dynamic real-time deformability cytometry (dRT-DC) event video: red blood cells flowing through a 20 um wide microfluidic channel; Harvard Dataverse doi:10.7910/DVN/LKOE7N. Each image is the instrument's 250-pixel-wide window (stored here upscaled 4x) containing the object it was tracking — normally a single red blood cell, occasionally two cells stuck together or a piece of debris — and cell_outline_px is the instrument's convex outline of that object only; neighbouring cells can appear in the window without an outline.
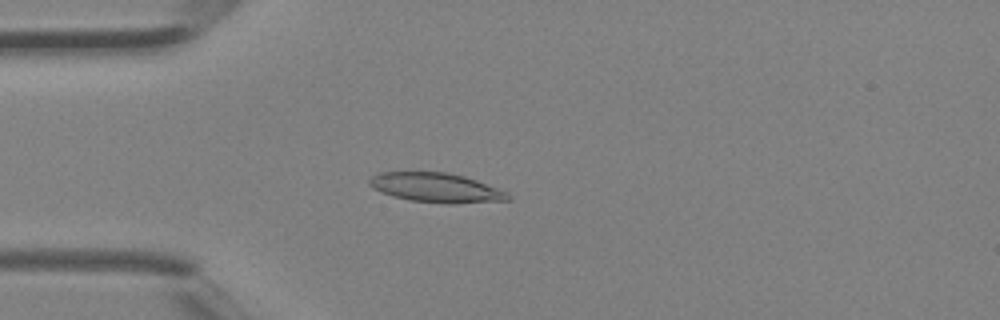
{"species": "Egyptian fruit bat (a non-hibernating species)", "species_latin": "Rousettus aegyptiacus", "temperature_condition": "room temperature", "stored_images_in_passage": 4, "camera_frame_rate_fps": 3000, "um_per_image_px": 0.085, "animal": {"sex": "female"}, "frame": {"image": 1, "passage_image": 4, "time_ms": 1.0, "image_size_px": [1000, 320], "cell_outline_px": [[512, 200], [452, 204], [448, 204], [412, 200], [392, 196], [380, 192], [372, 188], [368, 184], [368, 180], [372, 176], [380, 172], [448, 172], [464, 176], [476, 180], [508, 192], [512, 196]], "centroid_in_image_um": [37.09, 15.96], "position_along_channel_um": 47.9, "area_um2": 23.93}}